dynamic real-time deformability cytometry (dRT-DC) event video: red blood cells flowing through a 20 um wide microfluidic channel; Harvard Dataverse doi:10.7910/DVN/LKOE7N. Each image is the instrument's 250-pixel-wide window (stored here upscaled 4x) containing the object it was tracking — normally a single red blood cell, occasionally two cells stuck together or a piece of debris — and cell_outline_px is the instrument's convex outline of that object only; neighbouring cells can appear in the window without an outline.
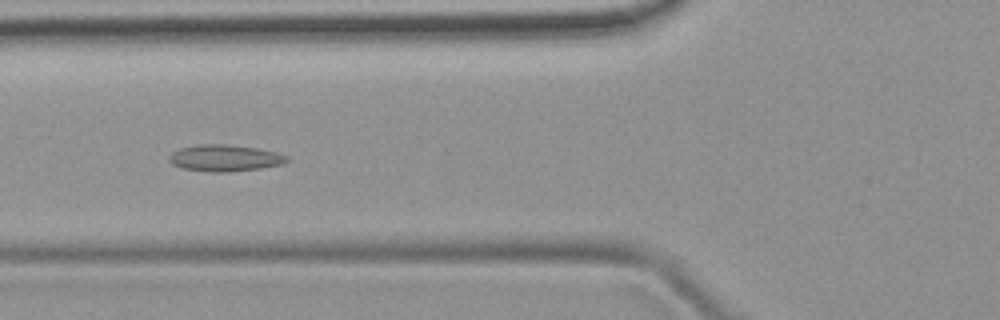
{"species": "common noctule bat (a hibernating species)", "species_latin": "Nyctalus noctula", "temperature_condition": "room temperature", "stored_images_in_passage": 44, "camera_frame_rate_fps": 3000, "um_per_image_px": 0.085, "animal": {"sex": "female", "body_mass_g": 19.9}, "frame": {"image": 1, "passage_image": 13, "time_ms": 4.0, "image_size_px": [1000, 320], "cell_outline_px": [[292, 160], [284, 164], [260, 168], [228, 172], [212, 172], [180, 168], [172, 164], [168, 160], [168, 156], [172, 152], [180, 148], [200, 144], [228, 144], [256, 148], [276, 152], [288, 156]], "centroid_in_image_um": [19.12, 13.43], "position_along_channel_um": 106.7, "area_um2": 18.44}}
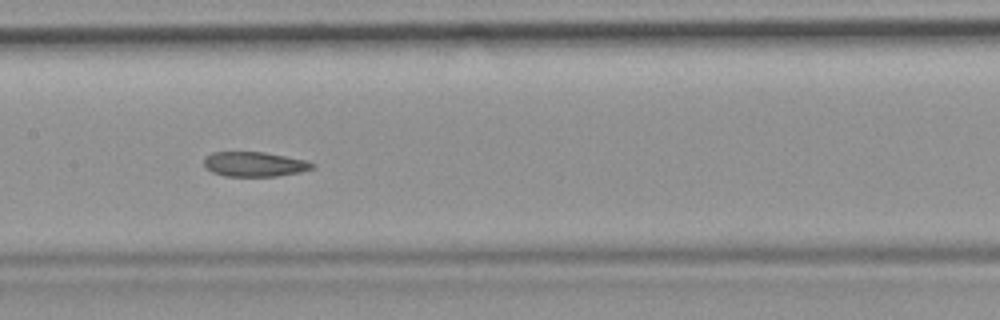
{"frame": {"image": 2, "passage_image": 19, "time_ms": 6.0, "image_size_px": [1000, 320], "cell_outline_px": [[316, 168], [300, 172], [276, 176], [224, 176], [212, 172], [204, 164], [204, 156], [212, 152], [264, 152], [308, 160], [316, 164]], "centroid_in_image_um": [21.67, 13.95], "position_along_channel_um": 185.7, "area_um2": 15.78}}
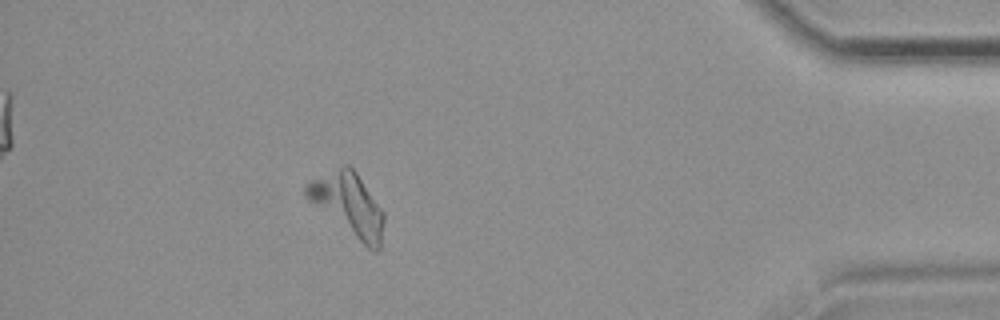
{"frame": {"image": 3, "passage_image": 39, "time_ms": 12.667, "image_size_px": [1000, 320], "cell_outline_px": [[384, 220], [380, 248], [376, 252], [368, 248], [308, 200], [304, 196], [304, 188], [312, 180], [344, 164], [348, 164], [356, 172], [384, 212]], "centroid_in_image_um": [29.62, 17.38], "position_along_channel_um": 405.6, "area_um2": 27.57}, "authors_computed_cell_mechanics": {"area_um2": 16.762, "velocity_mm_per_s": 3.9612, "shape_relaxation_time_tau1_ms": null, "shape_relaxation_time_tau2_ms": 3.4743, "deformation_change_tau1": null, "deformation_change_tau2": 0.0948}}